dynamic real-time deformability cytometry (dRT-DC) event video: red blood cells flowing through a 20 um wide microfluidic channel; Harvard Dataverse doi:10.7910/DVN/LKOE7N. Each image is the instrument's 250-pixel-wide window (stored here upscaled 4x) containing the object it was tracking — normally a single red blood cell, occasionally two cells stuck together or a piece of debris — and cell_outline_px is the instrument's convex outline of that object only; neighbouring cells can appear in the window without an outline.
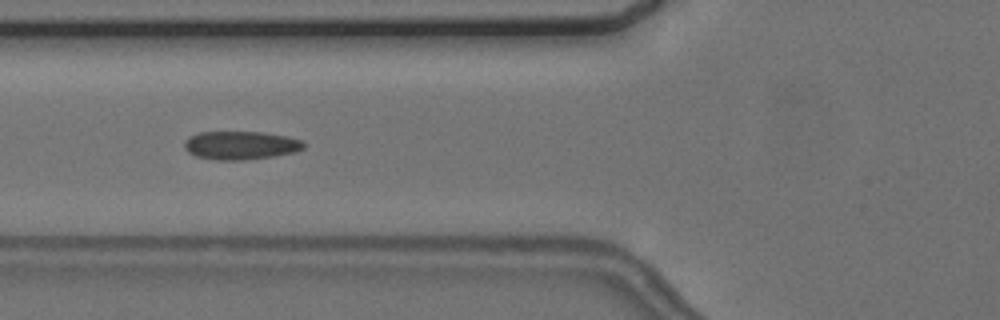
{"species": "common noctule bat (a hibernating species)", "species_latin": "Nyctalus noctula", "temperature_condition": "cold", "stored_images_in_passage": 8, "camera_frame_rate_fps": 3000, "um_per_image_px": 0.085, "animal": {"sex": "female", "body_mass_g": 24.6, "forearm_length_mm": 56.2}, "frame": {"image": 1, "passage_image": 8, "time_ms": 9.0, "image_size_px": [1000, 320], "cell_outline_px": [[304, 148], [296, 152], [276, 156], [244, 160], [216, 160], [196, 156], [188, 152], [184, 148], [184, 140], [188, 136], [200, 132], [264, 132], [304, 140]], "centroid_in_image_um": [20.45, 12.35], "position_along_channel_um": 105.3, "area_um2": 19.94}}